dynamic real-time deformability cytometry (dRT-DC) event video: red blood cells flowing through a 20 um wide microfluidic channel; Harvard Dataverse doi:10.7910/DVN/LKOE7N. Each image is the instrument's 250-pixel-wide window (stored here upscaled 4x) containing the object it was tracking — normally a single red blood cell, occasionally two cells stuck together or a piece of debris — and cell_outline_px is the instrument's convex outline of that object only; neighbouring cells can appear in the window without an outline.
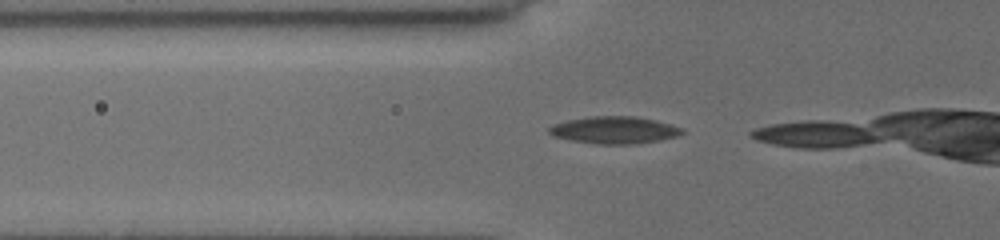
{"species": "common noctule bat (a hibernating species)", "species_latin": "Nyctalus noctula", "temperature_condition": "cold", "stored_images_in_passage": 6, "camera_frame_rate_fps": 3000, "um_per_image_px": 0.085, "animal": {"sex": "female", "body_mass_g": 19.5, "forearm_length_mm": 54.1}, "frame": {"image": 1, "passage_image": 2, "time_ms": 0.333, "image_size_px": [1000, 240], "cell_outline_px": [[684, 132], [680, 136], [660, 140], [632, 144], [600, 144], [572, 140], [556, 136], [548, 132], [548, 128], [552, 124], [568, 120], [592, 116], [636, 116], [656, 120], [672, 124], [684, 128]], "centroid_in_image_um": [52.29, 11.04], "position_along_channel_um": 73.5, "area_um2": 21.1}}
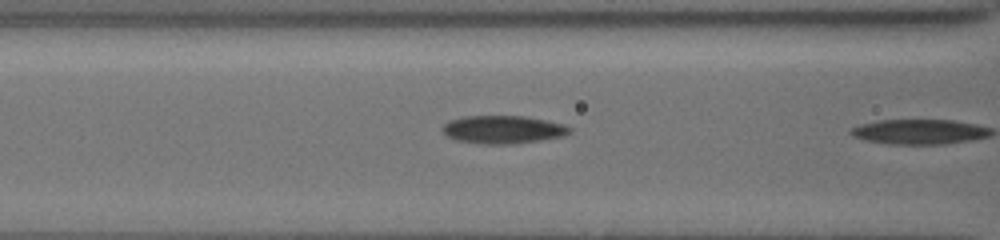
{"frame": {"image": 2, "passage_image": 5, "time_ms": 1.333, "image_size_px": [1000, 240], "cell_outline_px": [[572, 132], [564, 136], [540, 140], [512, 144], [480, 144], [456, 140], [448, 136], [440, 128], [448, 120], [464, 116], [524, 116], [564, 124], [572, 128]], "centroid_in_image_um": [42.75, 11.01], "position_along_channel_um": 123.9, "area_um2": 20.87}}